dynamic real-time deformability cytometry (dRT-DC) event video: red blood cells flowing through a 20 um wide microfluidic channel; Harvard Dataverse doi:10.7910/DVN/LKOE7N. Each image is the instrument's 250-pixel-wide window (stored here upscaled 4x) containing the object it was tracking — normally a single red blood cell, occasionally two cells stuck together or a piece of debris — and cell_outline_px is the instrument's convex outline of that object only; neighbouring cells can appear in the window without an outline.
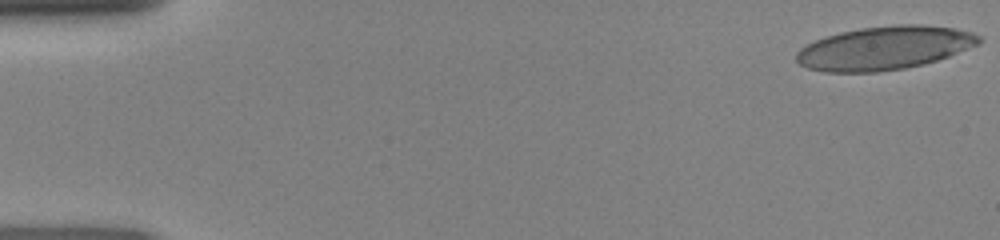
{"species": "human", "species_latin": "Homo sapiens", "temperature_condition": "room temperature", "stored_images_in_passage": 16, "camera_frame_rate_fps": 3000, "um_per_image_px": 0.085, "donor": {"sex": "female"}, "frame": {"image": 1, "passage_image": 1, "time_ms": 0.0, "image_size_px": [1000, 240], "cell_outline_px": [[984, 40], [976, 44], [948, 56], [936, 60], [904, 68], [876, 72], [824, 72], [808, 68], [800, 64], [796, 60], [796, 52], [800, 48], [816, 40], [840, 32], [860, 28], [896, 24], [920, 24], [956, 28], [972, 32], [984, 36]], "centroid_in_image_um": [75.18, 4.07], "position_along_channel_um": 9.8, "area_um2": 46.07}}
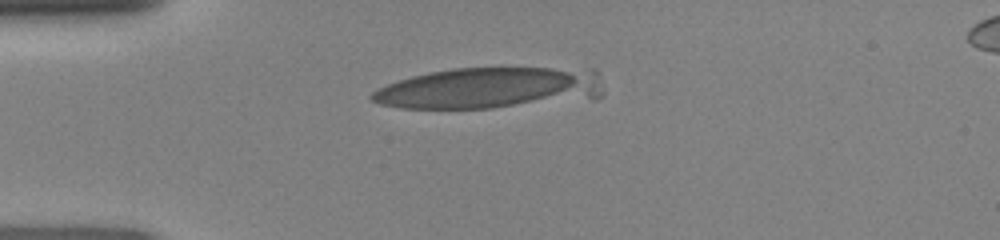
{"frame": {"image": 2, "passage_image": 12, "time_ms": 3.667, "image_size_px": [1000, 240], "cell_outline_px": [[604, 96], [596, 100], [492, 108], [400, 108], [380, 104], [372, 100], [368, 96], [372, 92], [388, 84], [412, 76], [428, 72], [452, 68], [596, 68], [604, 92]], "centroid_in_image_um": [41.77, 7.49], "position_along_channel_um": 43.2, "area_um2": 56.82}}